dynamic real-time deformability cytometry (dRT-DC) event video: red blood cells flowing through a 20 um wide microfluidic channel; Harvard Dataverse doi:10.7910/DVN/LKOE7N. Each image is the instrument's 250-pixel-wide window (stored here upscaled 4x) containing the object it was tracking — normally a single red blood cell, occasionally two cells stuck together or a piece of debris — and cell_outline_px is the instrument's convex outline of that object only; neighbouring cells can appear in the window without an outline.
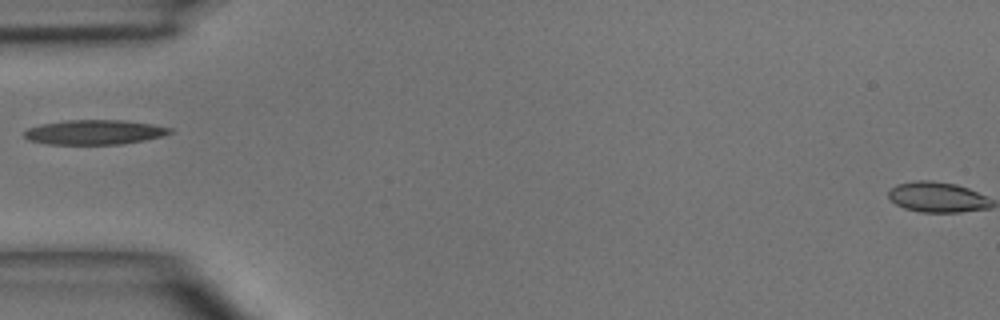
{"species": "common noctule bat (a hibernating species)", "species_latin": "Nyctalus noctula", "temperature_condition": "room temperature", "stored_images_in_passage": 1, "camera_frame_rate_fps": 3000, "um_per_image_px": 0.085, "animal": {"sex": "male", "body_mass_g": 15.6}, "frame": {"image": 1, "passage_image": 1, "time_ms": 0.0, "image_size_px": [1000, 320], "cell_outline_px": [[172, 132], [160, 136], [144, 140], [120, 144], [48, 144], [28, 140], [24, 136], [24, 132], [28, 128], [40, 124], [68, 120], [124, 120], [152, 124], [172, 128]], "centroid_in_image_um": [8.0, 11.23], "position_along_channel_um": 77.0, "area_um2": 20.81}}